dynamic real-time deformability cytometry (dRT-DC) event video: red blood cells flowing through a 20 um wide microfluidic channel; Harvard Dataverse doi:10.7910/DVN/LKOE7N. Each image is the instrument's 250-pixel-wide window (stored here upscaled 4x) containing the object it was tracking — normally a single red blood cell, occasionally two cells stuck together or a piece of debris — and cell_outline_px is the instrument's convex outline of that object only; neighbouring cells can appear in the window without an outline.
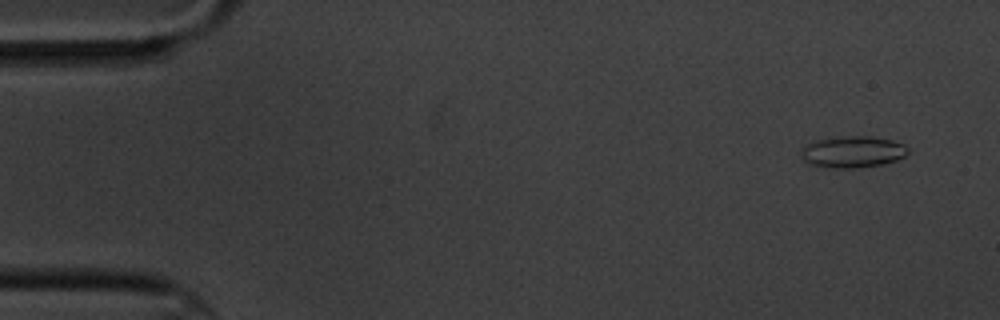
{"species": "common noctule bat (a hibernating species)", "species_latin": "Nyctalus noctula", "temperature_condition": "cold", "stored_images_in_passage": 6, "camera_frame_rate_fps": 3000, "um_per_image_px": 0.085, "animal": {"sex": "male", "body_mass_g": 20.1, "forearm_length_mm": 53.5}, "frame": {"image": 1, "passage_image": 1, "time_ms": 0.0, "image_size_px": [1000, 320], "cell_outline_px": [[908, 152], [904, 156], [896, 160], [884, 164], [856, 168], [828, 168], [808, 164], [800, 156], [800, 152], [812, 140], [844, 136], [872, 136], [892, 140], [904, 144], [908, 148]], "centroid_in_image_um": [72.46, 12.91], "position_along_channel_um": 12.5, "area_um2": 19.88}}
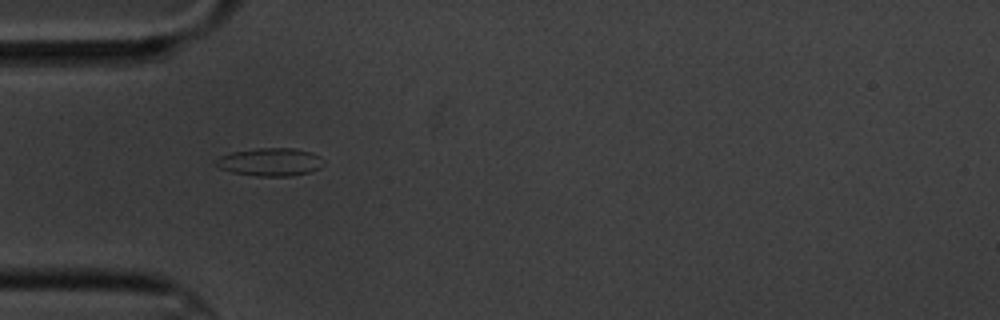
{"frame": {"image": 2, "passage_image": 5, "time_ms": 4.667, "image_size_px": [1000, 320], "cell_outline_px": [[324, 164], [320, 168], [308, 172], [288, 176], [256, 176], [232, 172], [220, 168], [216, 164], [216, 160], [220, 156], [232, 152], [256, 148], [296, 148], [312, 152], [320, 156], [324, 160]], "centroid_in_image_um": [23.0, 13.76], "position_along_channel_um": 62.0, "area_um2": 17.57}}
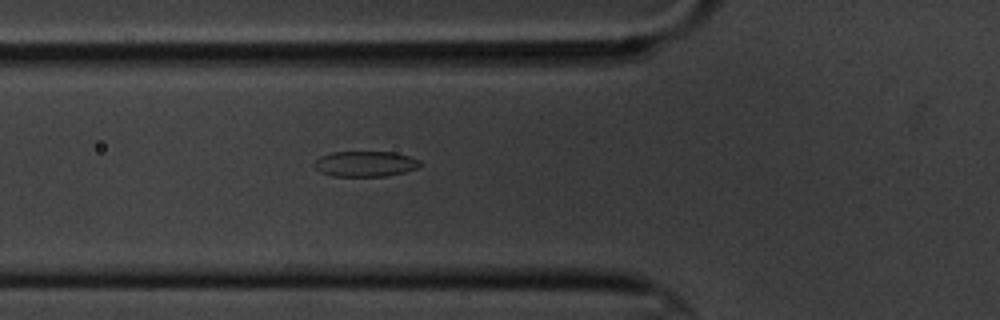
{"frame": {"image": 3, "passage_image": 6, "time_ms": 5.667, "image_size_px": [1000, 320], "cell_outline_px": [[420, 168], [404, 172], [384, 176], [332, 176], [320, 172], [312, 164], [320, 156], [332, 152], [392, 152], [408, 156], [420, 160]], "centroid_in_image_um": [31.03, 13.93], "position_along_channel_um": 94.8, "area_um2": 15.72}}